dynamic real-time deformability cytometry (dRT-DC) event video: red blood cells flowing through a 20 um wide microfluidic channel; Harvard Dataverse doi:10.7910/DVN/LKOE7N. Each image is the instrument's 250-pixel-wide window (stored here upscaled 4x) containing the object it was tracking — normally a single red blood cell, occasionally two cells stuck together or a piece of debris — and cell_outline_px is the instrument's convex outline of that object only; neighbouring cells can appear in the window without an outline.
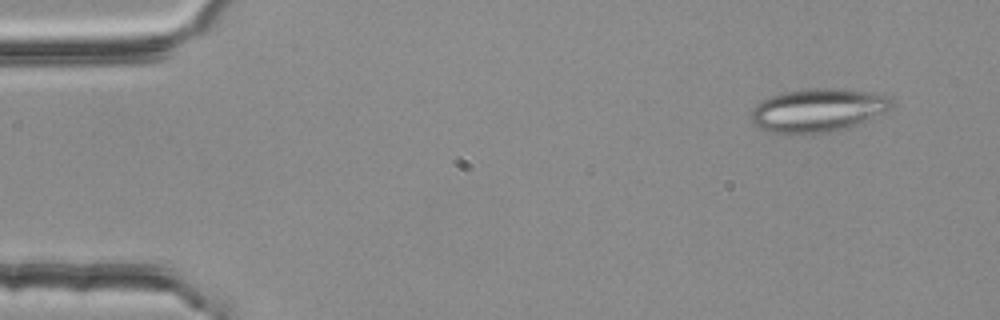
{"species": "common noctule bat (a hibernating species)", "species_latin": "Nyctalus noctula", "temperature_condition": "room temperature", "stored_images_in_passage": 53, "segment_of_instrument_passage": [1, 2], "camera_frame_rate_fps": 3000, "um_per_image_px": 0.085, "animal": {"sex": "female", "body_mass_g": 25.1}, "frame": {"image": 1, "passage_image": 4, "time_ms": 1.0, "image_size_px": [1000, 320], "cell_outline_px": [[896, 104], [892, 108], [884, 112], [848, 128], [824, 132], [792, 136], [772, 132], [760, 128], [752, 124], [748, 116], [752, 108], [756, 104], [772, 96], [804, 88], [836, 88], [872, 92], [888, 96]], "centroid_in_image_um": [69.49, 9.39], "position_along_channel_um": 15.5, "area_um2": 36.01}}